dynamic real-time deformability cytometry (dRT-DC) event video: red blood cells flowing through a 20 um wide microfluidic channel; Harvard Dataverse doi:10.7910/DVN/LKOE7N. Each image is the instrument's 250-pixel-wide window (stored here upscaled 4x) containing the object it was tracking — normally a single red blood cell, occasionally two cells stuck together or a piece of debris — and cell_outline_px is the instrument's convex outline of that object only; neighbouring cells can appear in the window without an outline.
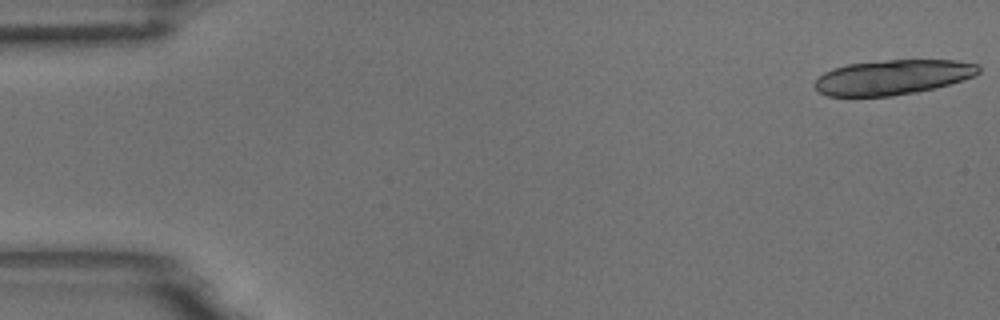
{"species": "common noctule bat (a hibernating species)", "species_latin": "Nyctalus noctula", "temperature_condition": "room temperature", "stored_images_in_passage": 5, "camera_frame_rate_fps": 3000, "um_per_image_px": 0.085, "animal": {"sex": "male", "body_mass_g": 18.8}, "frame": {"image": 1, "passage_image": 1, "time_ms": 0.0, "image_size_px": [1000, 320], "cell_outline_px": [[980, 72], [976, 76], [936, 88], [916, 92], [892, 96], [828, 96], [820, 92], [812, 84], [824, 72], [832, 68], [848, 64], [888, 60], [956, 60], [980, 64]], "centroid_in_image_um": [75.91, 6.56], "position_along_channel_um": 9.1, "area_um2": 33.47}}